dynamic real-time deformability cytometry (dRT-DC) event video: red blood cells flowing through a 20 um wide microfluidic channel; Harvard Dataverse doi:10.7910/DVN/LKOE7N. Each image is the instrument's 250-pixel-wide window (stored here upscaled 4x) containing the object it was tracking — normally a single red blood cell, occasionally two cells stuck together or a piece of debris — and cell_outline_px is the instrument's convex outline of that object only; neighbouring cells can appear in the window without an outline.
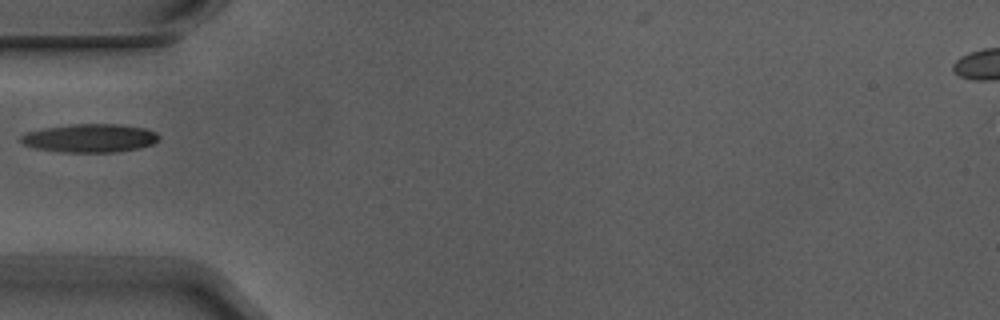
{"species": "Egyptian fruit bat (a non-hibernating species)", "species_latin": "Rousettus aegyptiacus", "temperature_condition": "warm", "stored_images_in_passage": 5, "camera_frame_rate_fps": 3000, "um_per_image_px": 0.085, "animal": {"sex": "male"}, "frame": {"image": 1, "passage_image": 4, "time_ms": 1.0, "image_size_px": [1000, 320], "cell_outline_px": [[160, 136], [152, 144], [136, 148], [112, 152], [60, 152], [36, 148], [24, 144], [20, 140], [20, 136], [28, 132], [44, 128], [72, 124], [120, 124], [144, 128], [156, 132]], "centroid_in_image_um": [7.63, 11.73], "position_along_channel_um": 77.4, "area_um2": 22.6}}